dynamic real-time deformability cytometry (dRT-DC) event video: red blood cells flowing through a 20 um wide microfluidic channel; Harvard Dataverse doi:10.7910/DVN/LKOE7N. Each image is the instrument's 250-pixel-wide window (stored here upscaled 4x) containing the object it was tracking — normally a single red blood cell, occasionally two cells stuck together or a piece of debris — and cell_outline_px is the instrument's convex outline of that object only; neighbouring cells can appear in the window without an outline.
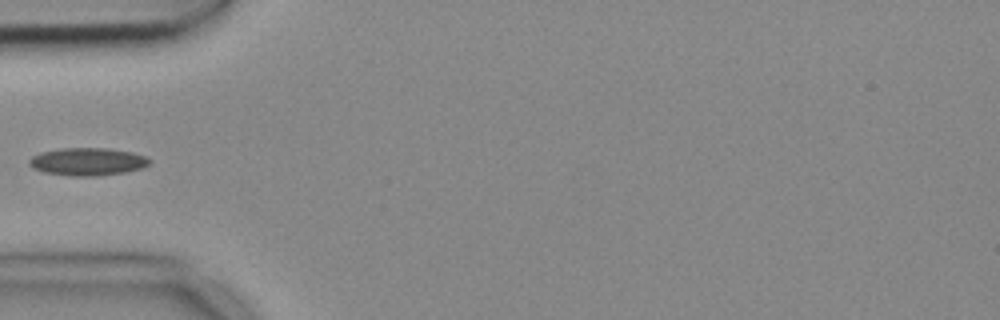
{"species": "common noctule bat (a hibernating species)", "species_latin": "Nyctalus noctula", "temperature_condition": "cold", "stored_images_in_passage": 4, "camera_frame_rate_fps": 3000, "um_per_image_px": 0.085, "animal": {"sex": "female", "body_mass_g": 18.4}, "frame": {"image": 1, "passage_image": 4, "time_ms": 1.0, "image_size_px": [1000, 320], "cell_outline_px": [[152, 160], [144, 168], [124, 172], [96, 176], [72, 176], [44, 172], [32, 168], [28, 164], [28, 160], [32, 156], [40, 152], [60, 148], [108, 148], [132, 152], [148, 156]], "centroid_in_image_um": [7.45, 13.73], "position_along_channel_um": 77.5, "area_um2": 19.65}}